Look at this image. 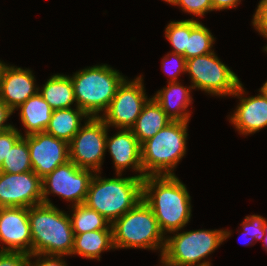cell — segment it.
<instances>
[{
  "label": "cell",
  "instance_id": "cell-3",
  "mask_svg": "<svg viewBox=\"0 0 267 266\" xmlns=\"http://www.w3.org/2000/svg\"><path fill=\"white\" fill-rule=\"evenodd\" d=\"M32 254L70 256L74 232L70 215L55 205L41 203L28 208Z\"/></svg>",
  "mask_w": 267,
  "mask_h": 266
},
{
  "label": "cell",
  "instance_id": "cell-12",
  "mask_svg": "<svg viewBox=\"0 0 267 266\" xmlns=\"http://www.w3.org/2000/svg\"><path fill=\"white\" fill-rule=\"evenodd\" d=\"M43 203L42 179L34 172H0V208L26 207Z\"/></svg>",
  "mask_w": 267,
  "mask_h": 266
},
{
  "label": "cell",
  "instance_id": "cell-37",
  "mask_svg": "<svg viewBox=\"0 0 267 266\" xmlns=\"http://www.w3.org/2000/svg\"><path fill=\"white\" fill-rule=\"evenodd\" d=\"M159 256H161L160 264L162 266H178L176 263L170 261L164 254H161Z\"/></svg>",
  "mask_w": 267,
  "mask_h": 266
},
{
  "label": "cell",
  "instance_id": "cell-16",
  "mask_svg": "<svg viewBox=\"0 0 267 266\" xmlns=\"http://www.w3.org/2000/svg\"><path fill=\"white\" fill-rule=\"evenodd\" d=\"M33 72L28 68L5 66L0 78V99L14 112L39 92Z\"/></svg>",
  "mask_w": 267,
  "mask_h": 266
},
{
  "label": "cell",
  "instance_id": "cell-9",
  "mask_svg": "<svg viewBox=\"0 0 267 266\" xmlns=\"http://www.w3.org/2000/svg\"><path fill=\"white\" fill-rule=\"evenodd\" d=\"M93 173L70 160L58 166L42 178L43 203L54 205L48 198L51 193L72 203V206L85 203Z\"/></svg>",
  "mask_w": 267,
  "mask_h": 266
},
{
  "label": "cell",
  "instance_id": "cell-29",
  "mask_svg": "<svg viewBox=\"0 0 267 266\" xmlns=\"http://www.w3.org/2000/svg\"><path fill=\"white\" fill-rule=\"evenodd\" d=\"M169 4L180 6L185 13L193 16H204L206 13L213 11L211 0H172Z\"/></svg>",
  "mask_w": 267,
  "mask_h": 266
},
{
  "label": "cell",
  "instance_id": "cell-28",
  "mask_svg": "<svg viewBox=\"0 0 267 266\" xmlns=\"http://www.w3.org/2000/svg\"><path fill=\"white\" fill-rule=\"evenodd\" d=\"M161 68L170 77L168 82H178L179 74H186V59L183 55L169 52L163 57Z\"/></svg>",
  "mask_w": 267,
  "mask_h": 266
},
{
  "label": "cell",
  "instance_id": "cell-21",
  "mask_svg": "<svg viewBox=\"0 0 267 266\" xmlns=\"http://www.w3.org/2000/svg\"><path fill=\"white\" fill-rule=\"evenodd\" d=\"M90 117L80 108H64L53 110L49 125L45 132L58 139L70 142L83 126L81 121Z\"/></svg>",
  "mask_w": 267,
  "mask_h": 266
},
{
  "label": "cell",
  "instance_id": "cell-41",
  "mask_svg": "<svg viewBox=\"0 0 267 266\" xmlns=\"http://www.w3.org/2000/svg\"><path fill=\"white\" fill-rule=\"evenodd\" d=\"M262 87L267 91V81H265Z\"/></svg>",
  "mask_w": 267,
  "mask_h": 266
},
{
  "label": "cell",
  "instance_id": "cell-36",
  "mask_svg": "<svg viewBox=\"0 0 267 266\" xmlns=\"http://www.w3.org/2000/svg\"><path fill=\"white\" fill-rule=\"evenodd\" d=\"M213 11H222L226 9L237 8L241 0H211Z\"/></svg>",
  "mask_w": 267,
  "mask_h": 266
},
{
  "label": "cell",
  "instance_id": "cell-24",
  "mask_svg": "<svg viewBox=\"0 0 267 266\" xmlns=\"http://www.w3.org/2000/svg\"><path fill=\"white\" fill-rule=\"evenodd\" d=\"M70 216L74 235L95 230H112L110 222L85 203L71 206Z\"/></svg>",
  "mask_w": 267,
  "mask_h": 266
},
{
  "label": "cell",
  "instance_id": "cell-14",
  "mask_svg": "<svg viewBox=\"0 0 267 266\" xmlns=\"http://www.w3.org/2000/svg\"><path fill=\"white\" fill-rule=\"evenodd\" d=\"M259 94L244 97L246 91L242 82L232 96L240 100L233 114L229 115V122L241 135H250L267 127V91L261 87Z\"/></svg>",
  "mask_w": 267,
  "mask_h": 266
},
{
  "label": "cell",
  "instance_id": "cell-23",
  "mask_svg": "<svg viewBox=\"0 0 267 266\" xmlns=\"http://www.w3.org/2000/svg\"><path fill=\"white\" fill-rule=\"evenodd\" d=\"M111 249H115L112 230H95L74 235L71 255L100 261L101 253Z\"/></svg>",
  "mask_w": 267,
  "mask_h": 266
},
{
  "label": "cell",
  "instance_id": "cell-25",
  "mask_svg": "<svg viewBox=\"0 0 267 266\" xmlns=\"http://www.w3.org/2000/svg\"><path fill=\"white\" fill-rule=\"evenodd\" d=\"M211 31L197 19H191V33L188 37L187 47L183 55L186 60L209 54L214 51L212 49L215 42Z\"/></svg>",
  "mask_w": 267,
  "mask_h": 266
},
{
  "label": "cell",
  "instance_id": "cell-34",
  "mask_svg": "<svg viewBox=\"0 0 267 266\" xmlns=\"http://www.w3.org/2000/svg\"><path fill=\"white\" fill-rule=\"evenodd\" d=\"M29 258L28 253L0 251V266H28Z\"/></svg>",
  "mask_w": 267,
  "mask_h": 266
},
{
  "label": "cell",
  "instance_id": "cell-8",
  "mask_svg": "<svg viewBox=\"0 0 267 266\" xmlns=\"http://www.w3.org/2000/svg\"><path fill=\"white\" fill-rule=\"evenodd\" d=\"M186 73L190 76L191 86L210 96H232L240 80L215 52L186 60Z\"/></svg>",
  "mask_w": 267,
  "mask_h": 266
},
{
  "label": "cell",
  "instance_id": "cell-7",
  "mask_svg": "<svg viewBox=\"0 0 267 266\" xmlns=\"http://www.w3.org/2000/svg\"><path fill=\"white\" fill-rule=\"evenodd\" d=\"M166 235L163 254L178 266H211L206 260L217 248L231 236V230H190Z\"/></svg>",
  "mask_w": 267,
  "mask_h": 266
},
{
  "label": "cell",
  "instance_id": "cell-18",
  "mask_svg": "<svg viewBox=\"0 0 267 266\" xmlns=\"http://www.w3.org/2000/svg\"><path fill=\"white\" fill-rule=\"evenodd\" d=\"M179 82H168V86L158 90L152 98L172 121L189 122L191 112L187 109L193 103L191 96L193 87L183 86Z\"/></svg>",
  "mask_w": 267,
  "mask_h": 266
},
{
  "label": "cell",
  "instance_id": "cell-6",
  "mask_svg": "<svg viewBox=\"0 0 267 266\" xmlns=\"http://www.w3.org/2000/svg\"><path fill=\"white\" fill-rule=\"evenodd\" d=\"M115 249H151L163 254L166 236L161 231L154 212L143 199L112 224Z\"/></svg>",
  "mask_w": 267,
  "mask_h": 266
},
{
  "label": "cell",
  "instance_id": "cell-10",
  "mask_svg": "<svg viewBox=\"0 0 267 266\" xmlns=\"http://www.w3.org/2000/svg\"><path fill=\"white\" fill-rule=\"evenodd\" d=\"M108 126L99 118L90 117L69 142V159L79 168L101 172L106 154Z\"/></svg>",
  "mask_w": 267,
  "mask_h": 266
},
{
  "label": "cell",
  "instance_id": "cell-15",
  "mask_svg": "<svg viewBox=\"0 0 267 266\" xmlns=\"http://www.w3.org/2000/svg\"><path fill=\"white\" fill-rule=\"evenodd\" d=\"M0 242L1 244L3 243L0 251L32 254V236L28 208H0Z\"/></svg>",
  "mask_w": 267,
  "mask_h": 266
},
{
  "label": "cell",
  "instance_id": "cell-19",
  "mask_svg": "<svg viewBox=\"0 0 267 266\" xmlns=\"http://www.w3.org/2000/svg\"><path fill=\"white\" fill-rule=\"evenodd\" d=\"M20 110V118L25 129V135L45 132L47 129L53 109L44 100L42 95L37 94L28 98L16 110Z\"/></svg>",
  "mask_w": 267,
  "mask_h": 266
},
{
  "label": "cell",
  "instance_id": "cell-26",
  "mask_svg": "<svg viewBox=\"0 0 267 266\" xmlns=\"http://www.w3.org/2000/svg\"><path fill=\"white\" fill-rule=\"evenodd\" d=\"M32 170L28 143L22 136L4 158L0 172L19 174Z\"/></svg>",
  "mask_w": 267,
  "mask_h": 266
},
{
  "label": "cell",
  "instance_id": "cell-5",
  "mask_svg": "<svg viewBox=\"0 0 267 266\" xmlns=\"http://www.w3.org/2000/svg\"><path fill=\"white\" fill-rule=\"evenodd\" d=\"M188 123L171 121L141 144V160L146 176L175 175L174 169L187 150Z\"/></svg>",
  "mask_w": 267,
  "mask_h": 266
},
{
  "label": "cell",
  "instance_id": "cell-30",
  "mask_svg": "<svg viewBox=\"0 0 267 266\" xmlns=\"http://www.w3.org/2000/svg\"><path fill=\"white\" fill-rule=\"evenodd\" d=\"M267 219L261 215H248L245 217L241 226L242 231L247 232L250 236L254 237L257 241L264 236L265 223Z\"/></svg>",
  "mask_w": 267,
  "mask_h": 266
},
{
  "label": "cell",
  "instance_id": "cell-22",
  "mask_svg": "<svg viewBox=\"0 0 267 266\" xmlns=\"http://www.w3.org/2000/svg\"><path fill=\"white\" fill-rule=\"evenodd\" d=\"M39 93L53 110L72 108L76 103L71 77L64 74H53ZM75 102V103H74Z\"/></svg>",
  "mask_w": 267,
  "mask_h": 266
},
{
  "label": "cell",
  "instance_id": "cell-35",
  "mask_svg": "<svg viewBox=\"0 0 267 266\" xmlns=\"http://www.w3.org/2000/svg\"><path fill=\"white\" fill-rule=\"evenodd\" d=\"M15 113L13 112L1 99H0V133L4 132L14 125L8 123V118L11 117V115ZM6 122V124H5Z\"/></svg>",
  "mask_w": 267,
  "mask_h": 266
},
{
  "label": "cell",
  "instance_id": "cell-43",
  "mask_svg": "<svg viewBox=\"0 0 267 266\" xmlns=\"http://www.w3.org/2000/svg\"><path fill=\"white\" fill-rule=\"evenodd\" d=\"M263 51H266L267 52V45L265 46L264 50Z\"/></svg>",
  "mask_w": 267,
  "mask_h": 266
},
{
  "label": "cell",
  "instance_id": "cell-40",
  "mask_svg": "<svg viewBox=\"0 0 267 266\" xmlns=\"http://www.w3.org/2000/svg\"><path fill=\"white\" fill-rule=\"evenodd\" d=\"M6 65V63L0 60V78L2 77V73Z\"/></svg>",
  "mask_w": 267,
  "mask_h": 266
},
{
  "label": "cell",
  "instance_id": "cell-27",
  "mask_svg": "<svg viewBox=\"0 0 267 266\" xmlns=\"http://www.w3.org/2000/svg\"><path fill=\"white\" fill-rule=\"evenodd\" d=\"M165 37L172 46L174 53L184 55L188 37L191 33V19L170 21L165 27Z\"/></svg>",
  "mask_w": 267,
  "mask_h": 266
},
{
  "label": "cell",
  "instance_id": "cell-31",
  "mask_svg": "<svg viewBox=\"0 0 267 266\" xmlns=\"http://www.w3.org/2000/svg\"><path fill=\"white\" fill-rule=\"evenodd\" d=\"M23 136V134L15 128L0 133V166L2 165L4 158L7 156L10 148Z\"/></svg>",
  "mask_w": 267,
  "mask_h": 266
},
{
  "label": "cell",
  "instance_id": "cell-4",
  "mask_svg": "<svg viewBox=\"0 0 267 266\" xmlns=\"http://www.w3.org/2000/svg\"><path fill=\"white\" fill-rule=\"evenodd\" d=\"M70 77L77 107L93 118H101L107 111L117 88L127 78L108 64L89 66Z\"/></svg>",
  "mask_w": 267,
  "mask_h": 266
},
{
  "label": "cell",
  "instance_id": "cell-2",
  "mask_svg": "<svg viewBox=\"0 0 267 266\" xmlns=\"http://www.w3.org/2000/svg\"><path fill=\"white\" fill-rule=\"evenodd\" d=\"M95 172L90 182L85 204L112 224L143 198V179L138 175L114 178L101 177Z\"/></svg>",
  "mask_w": 267,
  "mask_h": 266
},
{
  "label": "cell",
  "instance_id": "cell-39",
  "mask_svg": "<svg viewBox=\"0 0 267 266\" xmlns=\"http://www.w3.org/2000/svg\"><path fill=\"white\" fill-rule=\"evenodd\" d=\"M261 241L264 242V250L267 251V222L265 223V230H264V236L260 239Z\"/></svg>",
  "mask_w": 267,
  "mask_h": 266
},
{
  "label": "cell",
  "instance_id": "cell-17",
  "mask_svg": "<svg viewBox=\"0 0 267 266\" xmlns=\"http://www.w3.org/2000/svg\"><path fill=\"white\" fill-rule=\"evenodd\" d=\"M118 130L115 135L109 136L108 128L105 145V150H108L112 157L116 174H122L125 169L131 168L139 173L138 178L143 179L141 144L131 129Z\"/></svg>",
  "mask_w": 267,
  "mask_h": 266
},
{
  "label": "cell",
  "instance_id": "cell-1",
  "mask_svg": "<svg viewBox=\"0 0 267 266\" xmlns=\"http://www.w3.org/2000/svg\"><path fill=\"white\" fill-rule=\"evenodd\" d=\"M143 201L151 208L166 235L180 231L191 219V196L176 175L143 178ZM167 232V233H166Z\"/></svg>",
  "mask_w": 267,
  "mask_h": 266
},
{
  "label": "cell",
  "instance_id": "cell-33",
  "mask_svg": "<svg viewBox=\"0 0 267 266\" xmlns=\"http://www.w3.org/2000/svg\"><path fill=\"white\" fill-rule=\"evenodd\" d=\"M36 258L35 262L31 261ZM63 258V259H62ZM64 255L54 254H30L28 266H67Z\"/></svg>",
  "mask_w": 267,
  "mask_h": 266
},
{
  "label": "cell",
  "instance_id": "cell-38",
  "mask_svg": "<svg viewBox=\"0 0 267 266\" xmlns=\"http://www.w3.org/2000/svg\"><path fill=\"white\" fill-rule=\"evenodd\" d=\"M241 235H245L249 240L248 241H246V242H244V244H246V246H249V245H252V243H254V241H255V243H256V239L254 238V237H252V236H250L249 234H247V232H245V231H243L242 233H241ZM253 241V242H252ZM251 243V244H250Z\"/></svg>",
  "mask_w": 267,
  "mask_h": 266
},
{
  "label": "cell",
  "instance_id": "cell-42",
  "mask_svg": "<svg viewBox=\"0 0 267 266\" xmlns=\"http://www.w3.org/2000/svg\"><path fill=\"white\" fill-rule=\"evenodd\" d=\"M163 1H165V2H167V3H170L172 0H163Z\"/></svg>",
  "mask_w": 267,
  "mask_h": 266
},
{
  "label": "cell",
  "instance_id": "cell-32",
  "mask_svg": "<svg viewBox=\"0 0 267 266\" xmlns=\"http://www.w3.org/2000/svg\"><path fill=\"white\" fill-rule=\"evenodd\" d=\"M252 26L267 39V0L259 1L253 15Z\"/></svg>",
  "mask_w": 267,
  "mask_h": 266
},
{
  "label": "cell",
  "instance_id": "cell-20",
  "mask_svg": "<svg viewBox=\"0 0 267 266\" xmlns=\"http://www.w3.org/2000/svg\"><path fill=\"white\" fill-rule=\"evenodd\" d=\"M171 121L161 106L152 97H149L131 130L142 144Z\"/></svg>",
  "mask_w": 267,
  "mask_h": 266
},
{
  "label": "cell",
  "instance_id": "cell-13",
  "mask_svg": "<svg viewBox=\"0 0 267 266\" xmlns=\"http://www.w3.org/2000/svg\"><path fill=\"white\" fill-rule=\"evenodd\" d=\"M28 143L32 170L42 179L69 161V143L46 132L24 136Z\"/></svg>",
  "mask_w": 267,
  "mask_h": 266
},
{
  "label": "cell",
  "instance_id": "cell-11",
  "mask_svg": "<svg viewBox=\"0 0 267 266\" xmlns=\"http://www.w3.org/2000/svg\"><path fill=\"white\" fill-rule=\"evenodd\" d=\"M142 75L132 81L128 78L117 88L107 111L101 116L105 124L117 129H131L148 101Z\"/></svg>",
  "mask_w": 267,
  "mask_h": 266
}]
</instances>
